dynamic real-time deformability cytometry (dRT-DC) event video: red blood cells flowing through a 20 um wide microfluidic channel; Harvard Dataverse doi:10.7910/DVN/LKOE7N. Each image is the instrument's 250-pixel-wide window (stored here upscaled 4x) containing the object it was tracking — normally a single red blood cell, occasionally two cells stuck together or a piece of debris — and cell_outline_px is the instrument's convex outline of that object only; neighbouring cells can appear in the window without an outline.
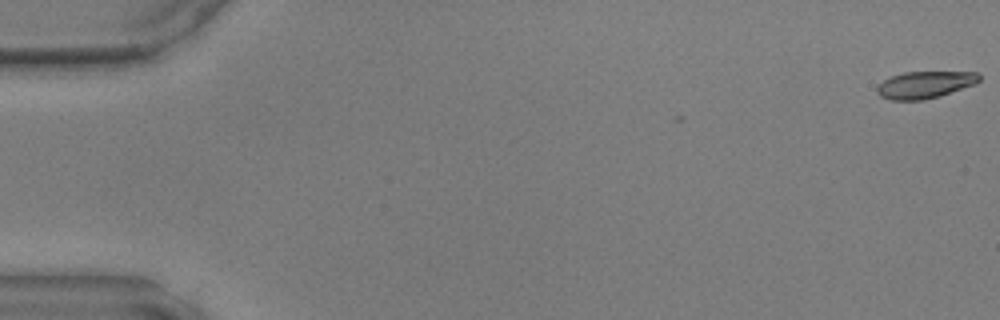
{"species": "common noctule bat (a hibernating species)", "species_latin": "Nyctalus noctula", "temperature_condition": "warm", "stored_images_in_passage": 7, "camera_frame_rate_fps": 3000, "um_per_image_px": 0.085, "animal": {"sex": "male", "body_mass_g": 17.9, "forearm_length_mm": 54.2}, "frame": {"image": 1, "passage_image": 1, "time_ms": 0.0, "image_size_px": [1000, 320], "cell_outline_px": [[980, 80], [976, 84], [940, 96], [924, 100], [892, 100], [880, 96], [876, 92], [876, 88], [884, 80], [892, 76], [904, 72], [976, 72], [980, 76]], "centroid_in_image_um": [78.62, 7.21], "position_along_channel_um": 6.4, "area_um2": 16.07}}